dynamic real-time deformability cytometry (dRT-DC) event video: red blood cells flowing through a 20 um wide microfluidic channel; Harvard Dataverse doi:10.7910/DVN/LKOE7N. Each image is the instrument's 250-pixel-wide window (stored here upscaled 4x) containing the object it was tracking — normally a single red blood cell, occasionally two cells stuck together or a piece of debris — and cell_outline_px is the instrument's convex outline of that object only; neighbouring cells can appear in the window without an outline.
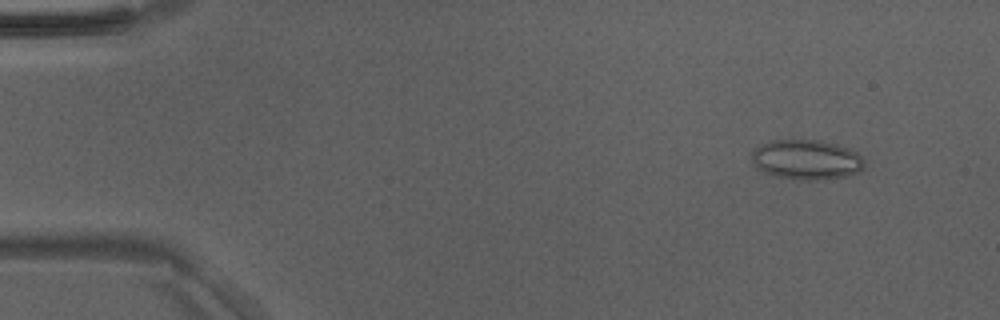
{"species": "Egyptian fruit bat (a non-hibernating species)", "species_latin": "Rousettus aegyptiacus", "temperature_condition": "room temperature", "stored_images_in_passage": 50, "camera_frame_rate_fps": 3000, "um_per_image_px": 0.085, "animal": {"sex": "male"}, "frame": {"image": 1, "passage_image": 5, "time_ms": 1.333, "image_size_px": [1000, 320], "cell_outline_px": [[864, 168], [860, 172], [848, 176], [824, 180], [808, 180], [776, 176], [764, 172], [756, 168], [752, 160], [752, 152], [760, 144], [772, 140], [820, 140], [836, 144], [848, 148], [856, 152], [864, 160]], "centroid_in_image_um": [68.57, 13.57], "position_along_channel_um": 16.4, "area_um2": 26.3}}
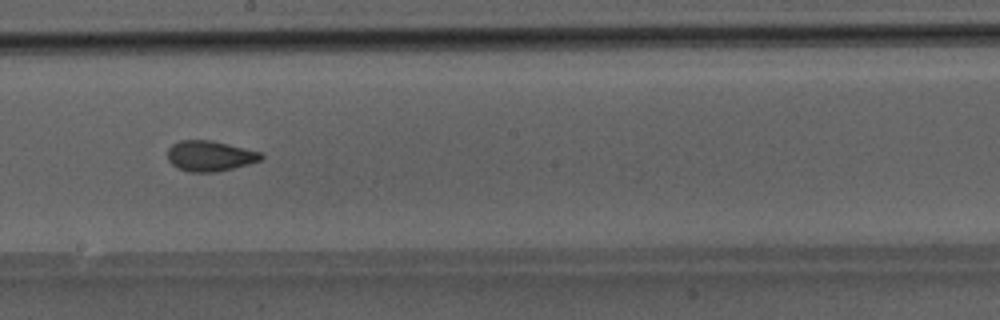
{"frame": {"image": 2, "passage_image": 28, "time_ms": 9.0, "image_size_px": [1000, 320], "cell_outline_px": [[264, 156], [260, 160], [248, 164], [216, 172], [188, 172], [172, 164], [168, 160], [168, 148], [172, 144], [180, 140], [212, 140], [260, 152]], "centroid_in_image_um": [17.82, 13.25], "position_along_channel_um": 230.4, "area_um2": 16.47}}
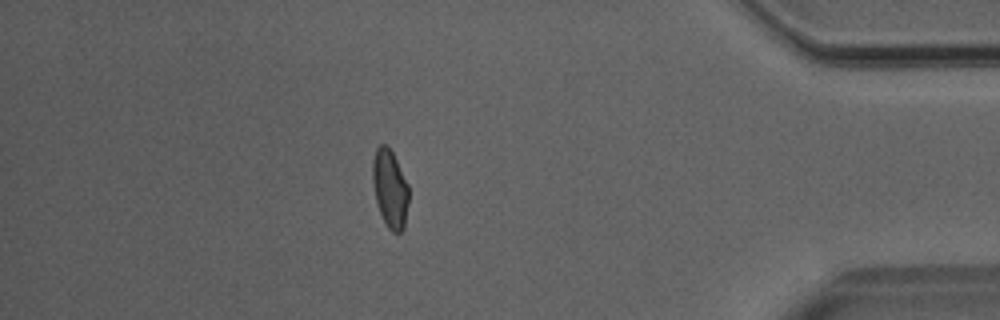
{"frame": {"image": 3, "passage_image": 43, "time_ms": 14.0, "image_size_px": [1000, 320], "cell_outline_px": [[408, 204], [404, 228], [400, 232], [392, 232], [388, 228], [380, 212], [376, 200], [372, 180], [372, 160], [376, 148], [380, 144], [388, 144], [408, 184]], "centroid_in_image_um": [33.14, 16.01], "position_along_channel_um": 402.1, "area_um2": 16.42}}